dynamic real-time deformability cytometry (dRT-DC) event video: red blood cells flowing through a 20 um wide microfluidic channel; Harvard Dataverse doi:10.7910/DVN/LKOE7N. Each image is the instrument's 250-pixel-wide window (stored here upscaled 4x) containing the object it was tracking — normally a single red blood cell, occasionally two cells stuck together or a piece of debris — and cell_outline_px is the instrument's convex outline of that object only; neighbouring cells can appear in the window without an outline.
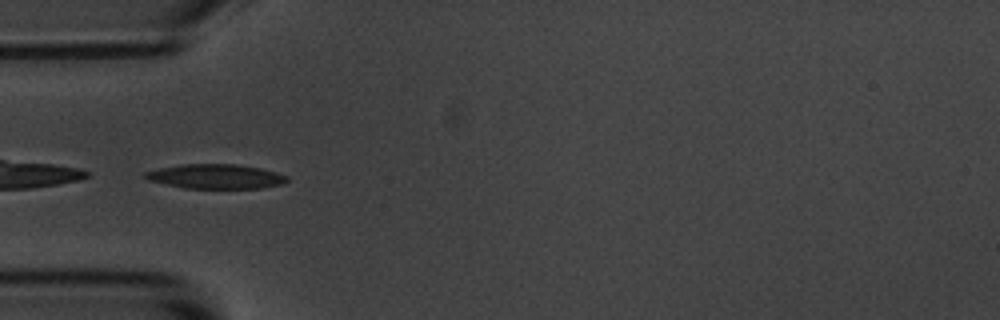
{"species": "common noctule bat (a hibernating species)", "species_latin": "Nyctalus noctula", "temperature_condition": "room temperature", "stored_images_in_passage": 7, "camera_frame_rate_fps": 3000, "um_per_image_px": 0.085, "animal": {"sex": "male", "body_mass_g": 20.1, "forearm_length_mm": 53.5}, "frame": {"image": 1, "passage_image": 5, "time_ms": 5.333, "image_size_px": [1000, 320], "cell_outline_px": [[288, 180], [280, 184], [260, 188], [184, 188], [148, 180], [144, 176], [144, 172], [160, 168], [180, 164], [236, 164], [260, 168], [276, 172], [288, 176]], "centroid_in_image_um": [18.32, 14.99], "position_along_channel_um": 66.7, "area_um2": 20.11}}
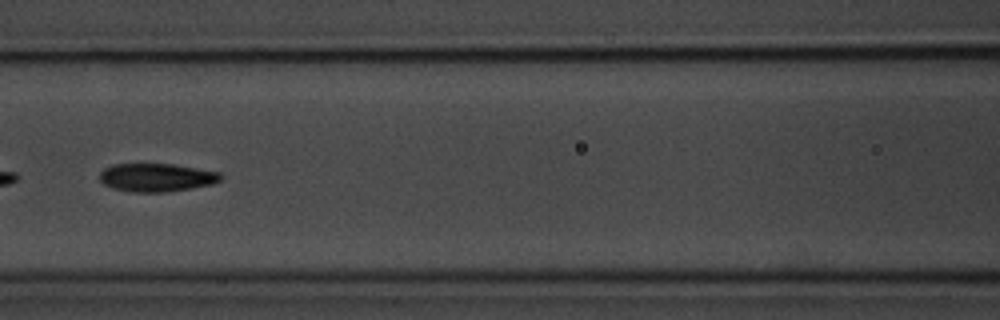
{"frame": {"image": 2, "passage_image": 7, "time_ms": 7.667, "image_size_px": [1000, 320], "cell_outline_px": [[224, 176], [220, 180], [212, 184], [192, 188], [164, 192], [132, 192], [112, 188], [104, 184], [100, 180], [100, 172], [104, 168], [112, 164], [176, 164], [220, 172]], "centroid_in_image_um": [13.32, 15.08], "position_along_channel_um": 153.3, "area_um2": 20.06}}